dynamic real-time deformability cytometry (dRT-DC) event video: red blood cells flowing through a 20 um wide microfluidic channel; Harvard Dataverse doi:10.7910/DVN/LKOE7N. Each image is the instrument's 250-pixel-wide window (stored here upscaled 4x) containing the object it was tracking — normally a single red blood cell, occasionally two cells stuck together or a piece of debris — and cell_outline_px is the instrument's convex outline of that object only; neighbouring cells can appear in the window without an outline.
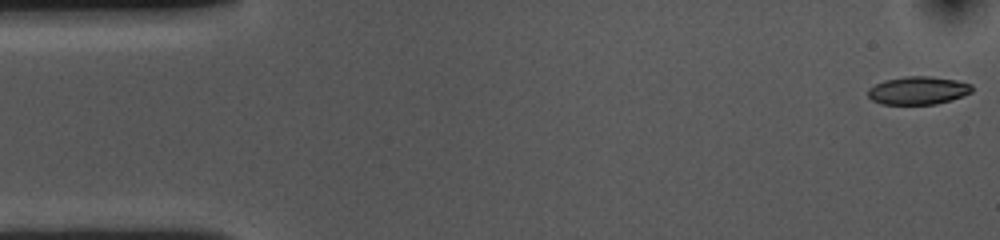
{"species": "common noctule bat (a hibernating species)", "species_latin": "Nyctalus noctula", "temperature_condition": "cold", "stored_images_in_passage": 13, "camera_frame_rate_fps": 3000, "um_per_image_px": 0.085, "animal": {"sex": "female", "body_mass_g": 10.0, "forearm_length_mm": 53.1}, "frame": {"image": 1, "passage_image": 1, "time_ms": 0.0, "image_size_px": [1000, 240], "cell_outline_px": [[972, 92], [936, 104], [880, 104], [872, 100], [868, 96], [868, 88], [884, 80], [904, 76], [928, 76], [956, 80], [972, 84]], "centroid_in_image_um": [78.0, 7.68], "position_along_channel_um": 7.0, "area_um2": 16.88}}